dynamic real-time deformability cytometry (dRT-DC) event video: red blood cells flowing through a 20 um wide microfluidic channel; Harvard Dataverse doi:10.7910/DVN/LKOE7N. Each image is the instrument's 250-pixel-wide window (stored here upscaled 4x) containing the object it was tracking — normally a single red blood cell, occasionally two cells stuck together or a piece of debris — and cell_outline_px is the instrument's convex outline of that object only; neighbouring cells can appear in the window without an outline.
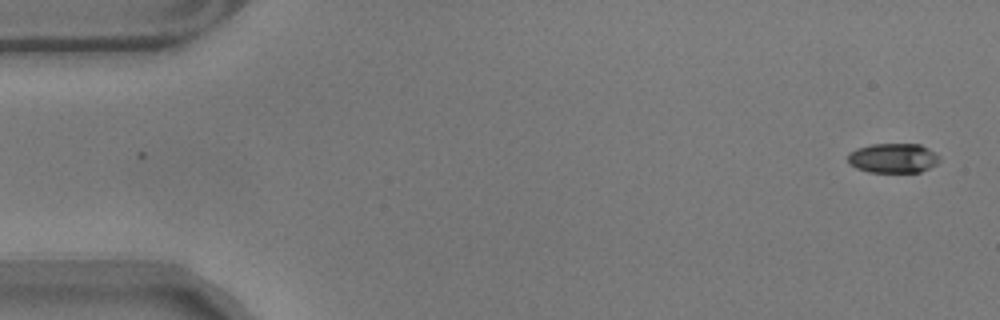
{"species": "common noctule bat (a hibernating species)", "species_latin": "Nyctalus noctula", "temperature_condition": "warm", "stored_images_in_passage": 56, "camera_frame_rate_fps": 3000, "um_per_image_px": 0.085, "animal": {"sex": "male", "body_mass_g": 17.9}, "frame": {"image": 1, "passage_image": 1, "time_ms": 0.0, "image_size_px": [1000, 320], "cell_outline_px": [[940, 160], [936, 164], [920, 172], [868, 172], [856, 168], [848, 164], [848, 152], [856, 148], [872, 144], [920, 144], [928, 148], [940, 156]], "centroid_in_image_um": [75.89, 13.44], "position_along_channel_um": 9.1, "area_um2": 15.95}}
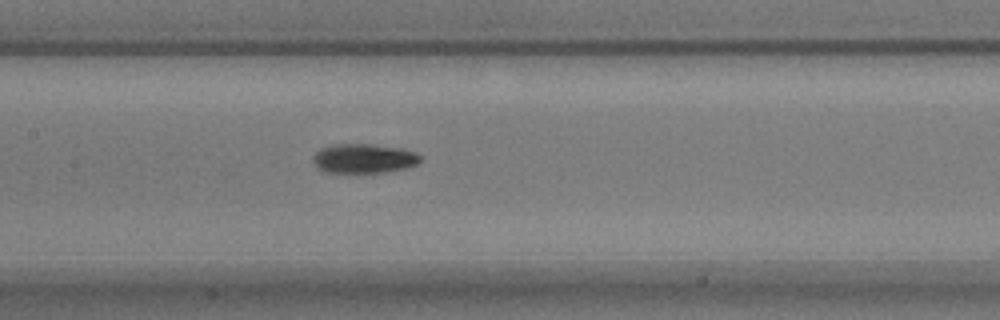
{"frame": {"image": 2, "passage_image": 26, "time_ms": 8.333, "image_size_px": [1000, 320], "cell_outline_px": [[424, 156], [416, 164], [404, 168], [384, 172], [324, 172], [316, 168], [312, 160], [312, 156], [320, 148], [332, 144], [372, 144], [400, 148], [416, 152]], "centroid_in_image_um": [30.89, 13.46], "position_along_channel_um": 176.5, "area_um2": 18.5}}
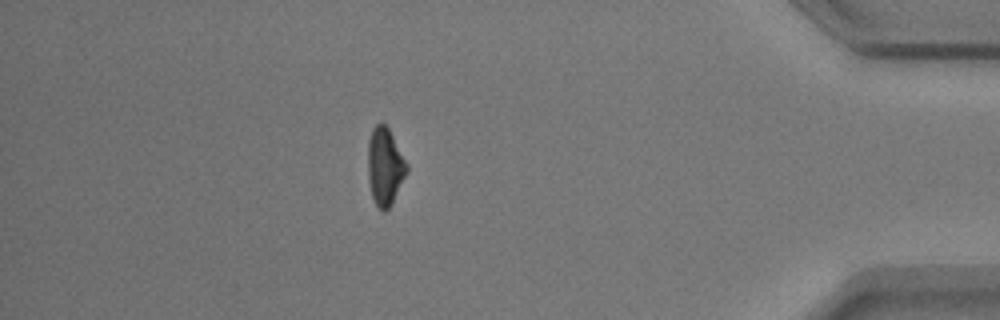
{"frame": {"image": 3, "passage_image": 49, "time_ms": 16.0, "image_size_px": [1000, 320], "cell_outline_px": [[408, 172], [392, 204], [384, 212], [376, 204], [372, 196], [368, 180], [368, 140], [372, 128], [380, 120], [388, 128], [408, 164]], "centroid_in_image_um": [32.72, 14.14], "position_along_channel_um": 402.5, "area_um2": 17.69}, "authors_computed_cell_mechanics": {"area_um2": 17.4845, "velocity_mm_per_s": 3.5326, "shape_relaxation_time_tau1_ms": 3.1847, "shape_relaxation_time_tau2_ms": 6.0161, "deformation_change_tau1": 0.1378, "deformation_change_tau2": 0.122}}